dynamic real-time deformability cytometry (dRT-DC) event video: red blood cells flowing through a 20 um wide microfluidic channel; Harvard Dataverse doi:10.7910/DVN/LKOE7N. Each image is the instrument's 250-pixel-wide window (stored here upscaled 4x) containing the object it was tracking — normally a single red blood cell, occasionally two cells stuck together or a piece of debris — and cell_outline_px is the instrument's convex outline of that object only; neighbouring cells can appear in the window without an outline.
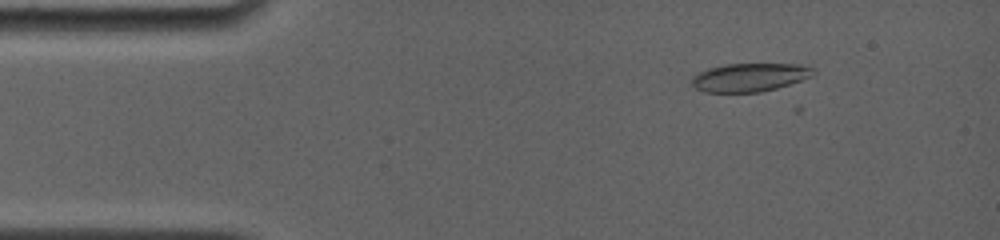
{"species": "common noctule bat (a hibernating species)", "species_latin": "Nyctalus noctula", "temperature_condition": "room temperature", "stored_images_in_passage": 6, "camera_frame_rate_fps": 4000, "um_per_image_px": 0.085, "animal": {"sex": "female", "body_mass_g": 19.0, "forearm_length_mm": 56.7}, "frame": {"image": 1, "passage_image": 3, "time_ms": 1.75, "image_size_px": [1000, 240], "cell_outline_px": [[816, 72], [812, 76], [776, 88], [760, 92], [704, 92], [696, 88], [692, 84], [692, 76], [708, 68], [724, 64], [800, 64], [816, 68]], "centroid_in_image_um": [63.73, 6.56], "position_along_channel_um": 21.3, "area_um2": 20.06}}